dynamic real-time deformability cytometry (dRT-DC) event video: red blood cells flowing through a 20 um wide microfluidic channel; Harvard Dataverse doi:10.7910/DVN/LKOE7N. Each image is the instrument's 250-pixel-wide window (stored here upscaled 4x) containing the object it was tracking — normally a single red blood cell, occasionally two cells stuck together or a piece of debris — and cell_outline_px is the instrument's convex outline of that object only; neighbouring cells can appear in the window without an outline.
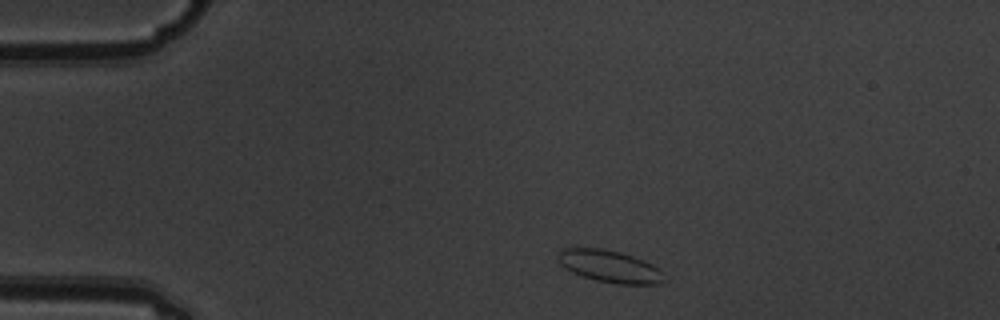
{"species": "common noctule bat (a hibernating species)", "species_latin": "Nyctalus noctula", "temperature_condition": "warm", "stored_images_in_passage": 8, "camera_frame_rate_fps": 3000, "um_per_image_px": 0.085, "animal": {"sex": "male", "body_mass_g": 19.5, "forearm_length_mm": 54.6}, "frame": {"image": 1, "passage_image": 1, "time_ms": 0.0, "image_size_px": [1000, 320], "cell_outline_px": [[668, 280], [660, 284], [616, 284], [596, 280], [572, 272], [564, 268], [560, 264], [556, 256], [560, 248], [600, 248], [620, 252], [644, 260], [660, 268]], "centroid_in_image_um": [51.85, 22.64], "position_along_channel_um": 33.2, "area_um2": 20.17}}
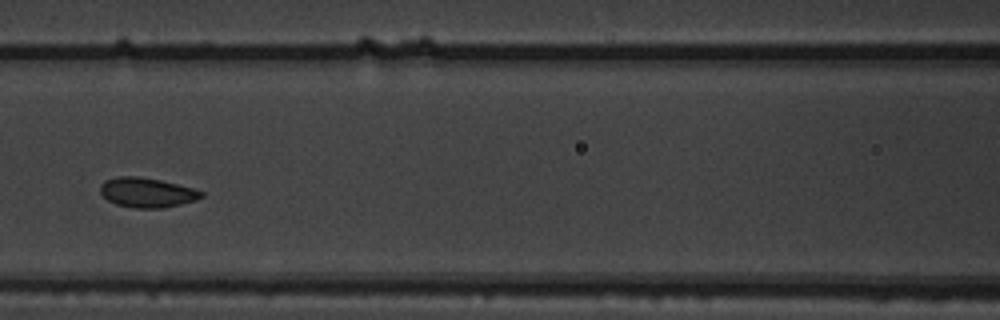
{"frame": {"image": 2, "passage_image": 5, "time_ms": 1.333, "image_size_px": [1000, 320], "cell_outline_px": [[204, 196], [196, 200], [164, 208], [132, 208], [116, 204], [108, 200], [100, 192], [100, 184], [104, 180], [116, 176], [140, 176], [160, 180], [192, 188], [204, 192]], "centroid_in_image_um": [12.47, 16.36], "position_along_channel_um": 154.1, "area_um2": 17.57}}
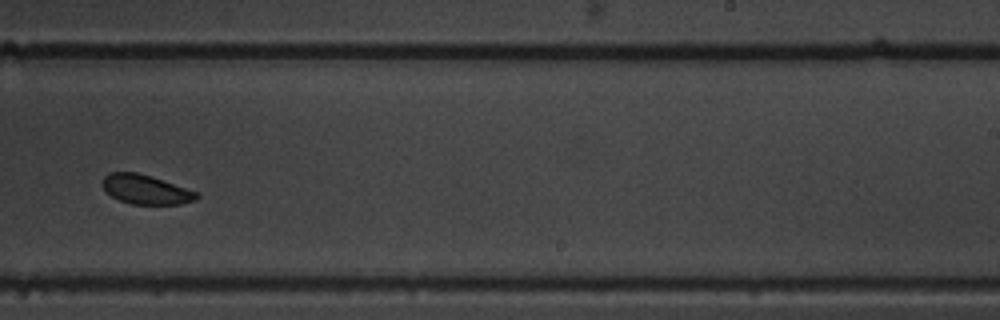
{"frame": {"image": 3, "passage_image": 8, "time_ms": 2.333, "image_size_px": [1000, 320], "cell_outline_px": [[200, 196], [196, 200], [180, 204], [132, 204], [120, 200], [104, 192], [100, 184], [104, 176], [108, 172], [136, 172], [152, 176], [200, 192]], "centroid_in_image_um": [12.39, 16.09], "position_along_channel_um": 276.6, "area_um2": 16.47}}